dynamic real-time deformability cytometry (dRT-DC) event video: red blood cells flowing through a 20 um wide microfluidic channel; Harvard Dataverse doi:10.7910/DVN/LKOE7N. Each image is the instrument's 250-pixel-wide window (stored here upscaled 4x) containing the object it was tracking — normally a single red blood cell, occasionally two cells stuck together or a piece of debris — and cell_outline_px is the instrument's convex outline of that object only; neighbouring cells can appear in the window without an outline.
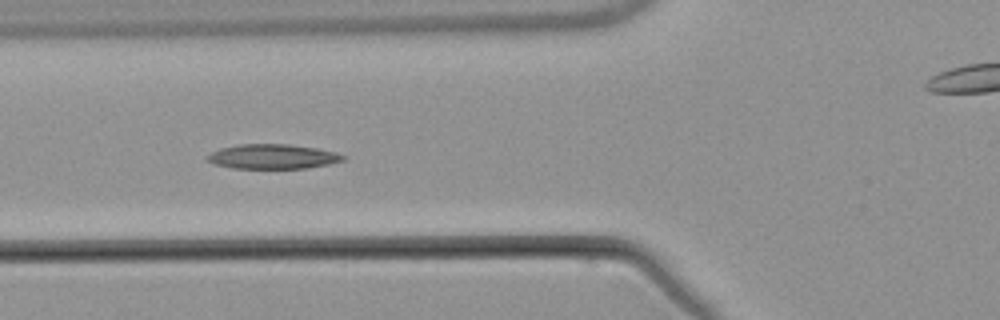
{"species": "common noctule bat (a hibernating species)", "species_latin": "Nyctalus noctula", "temperature_condition": "warm", "stored_images_in_passage": 7, "camera_frame_rate_fps": 3000, "um_per_image_px": 0.085, "animal": {"sex": "male", "body_mass_g": 21.5, "forearm_length_mm": 52.0}, "frame": {"image": 1, "passage_image": 6, "time_ms": 7.0, "image_size_px": [1000, 320], "cell_outline_px": [[344, 160], [328, 164], [308, 168], [232, 168], [212, 164], [204, 156], [220, 148], [240, 144], [288, 144], [316, 148], [336, 152], [344, 156]], "centroid_in_image_um": [23.13, 13.31], "position_along_channel_um": 102.7, "area_um2": 19.48}}
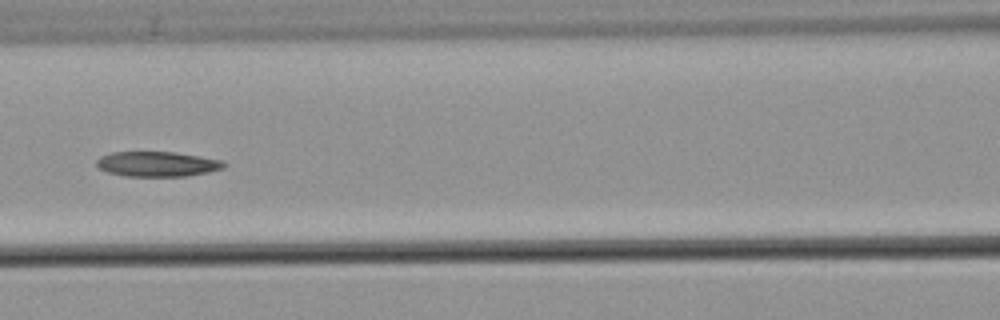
{"frame": {"image": 2, "passage_image": 7, "time_ms": 8.333, "image_size_px": [1000, 320], "cell_outline_px": [[228, 164], [224, 168], [208, 172], [188, 176], [124, 176], [108, 172], [100, 168], [96, 164], [96, 160], [100, 156], [112, 152], [176, 152], [224, 160]], "centroid_in_image_um": [13.41, 13.94], "position_along_channel_um": 153.2, "area_um2": 18.73}}